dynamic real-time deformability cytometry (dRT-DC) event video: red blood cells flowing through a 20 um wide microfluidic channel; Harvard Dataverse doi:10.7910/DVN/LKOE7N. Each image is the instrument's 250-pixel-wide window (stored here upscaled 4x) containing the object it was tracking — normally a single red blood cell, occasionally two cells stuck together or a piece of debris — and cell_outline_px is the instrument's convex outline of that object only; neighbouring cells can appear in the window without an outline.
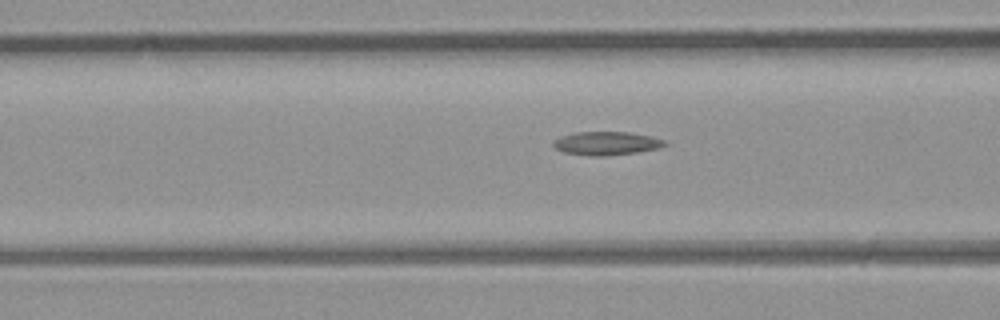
{"species": "common noctule bat (a hibernating species)", "species_latin": "Nyctalus noctula", "temperature_condition": "room temperature", "stored_images_in_passage": 6, "camera_frame_rate_fps": 3000, "um_per_image_px": 0.085, "animal": {"sex": "male", "body_mass_g": 23.1, "forearm_length_mm": 52.7}, "frame": {"image": 1, "passage_image": 6, "time_ms": 1.667, "image_size_px": [1000, 320], "cell_outline_px": [[668, 144], [660, 148], [636, 152], [604, 156], [588, 156], [564, 152], [556, 148], [552, 144], [552, 140], [560, 136], [576, 132], [628, 132], [652, 136], [664, 140]], "centroid_in_image_um": [51.54, 12.18], "position_along_channel_um": 115.1, "area_um2": 15.32}}